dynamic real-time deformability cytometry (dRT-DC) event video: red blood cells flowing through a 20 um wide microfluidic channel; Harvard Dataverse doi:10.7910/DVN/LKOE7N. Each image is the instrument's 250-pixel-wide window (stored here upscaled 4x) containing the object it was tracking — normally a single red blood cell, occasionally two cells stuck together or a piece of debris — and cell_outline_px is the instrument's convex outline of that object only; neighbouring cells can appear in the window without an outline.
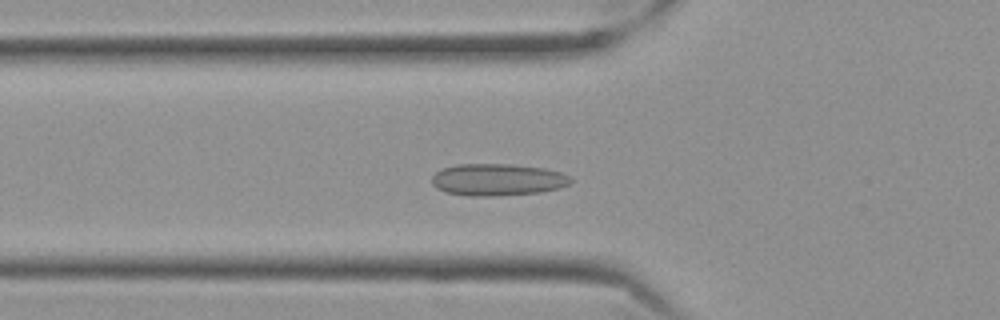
{"species": "Egyptian fruit bat (a non-hibernating species)", "species_latin": "Rousettus aegyptiacus", "temperature_condition": "cold", "stored_images_in_passage": 56, "camera_frame_rate_fps": 3000, "um_per_image_px": 0.085, "frame": {"image": 1, "passage_image": 18, "time_ms": 5.667, "image_size_px": [1000, 320], "cell_outline_px": [[572, 180], [568, 184], [560, 188], [540, 192], [500, 196], [468, 196], [444, 192], [436, 188], [432, 184], [432, 176], [436, 172], [444, 168], [456, 164], [512, 164], [544, 168], [560, 172], [568, 176]], "centroid_in_image_um": [42.26, 15.28], "position_along_channel_um": 83.5, "area_um2": 26.01}}
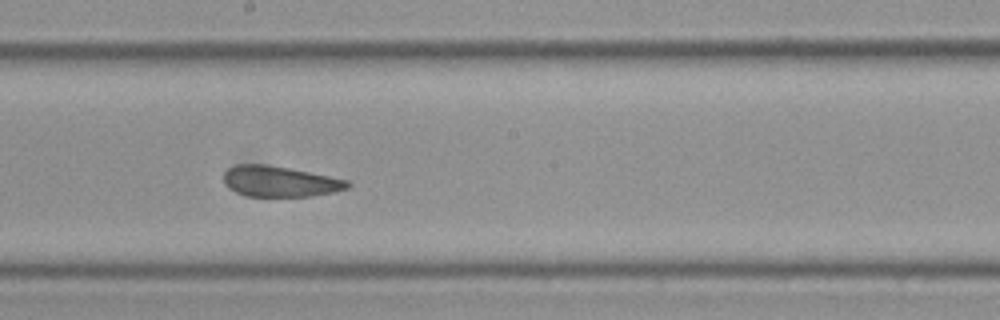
{"frame": {"image": 2, "passage_image": 30, "time_ms": 9.667, "image_size_px": [1000, 320], "cell_outline_px": [[352, 184], [348, 188], [332, 192], [312, 196], [248, 196], [236, 192], [228, 188], [224, 180], [224, 172], [228, 168], [236, 164], [264, 164], [288, 168], [348, 180]], "centroid_in_image_um": [23.77, 15.42], "position_along_channel_um": 224.4, "area_um2": 21.96}}
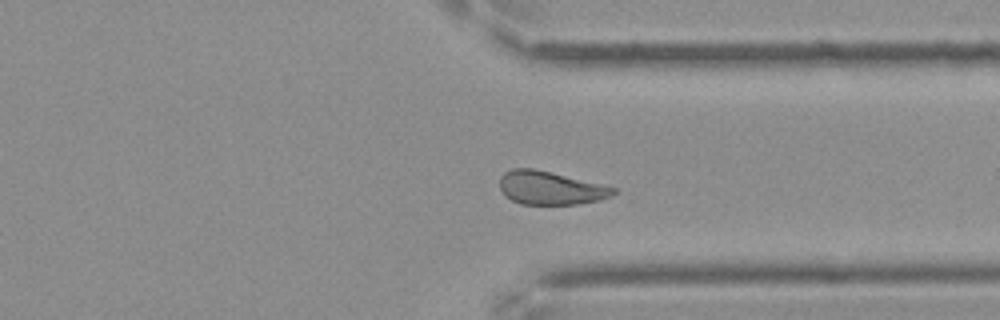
{"frame": {"image": 3, "passage_image": 42, "time_ms": 13.667, "image_size_px": [1000, 320], "cell_outline_px": [[616, 192], [612, 196], [600, 200], [576, 204], [520, 204], [504, 196], [500, 188], [500, 176], [504, 172], [512, 168], [532, 168], [552, 172], [616, 188]], "centroid_in_image_um": [46.75, 15.97], "position_along_channel_um": 364.6, "area_um2": 22.08}, "authors_computed_cell_mechanics": {"area_um2": 23.4668, "velocity_mm_per_s": 3.5023, "shape_relaxation_time_tau1_ms": null, "shape_relaxation_time_tau2_ms": 1.2622, "deformation_change_tau1": null, "deformation_change_tau2": 0.0544}}